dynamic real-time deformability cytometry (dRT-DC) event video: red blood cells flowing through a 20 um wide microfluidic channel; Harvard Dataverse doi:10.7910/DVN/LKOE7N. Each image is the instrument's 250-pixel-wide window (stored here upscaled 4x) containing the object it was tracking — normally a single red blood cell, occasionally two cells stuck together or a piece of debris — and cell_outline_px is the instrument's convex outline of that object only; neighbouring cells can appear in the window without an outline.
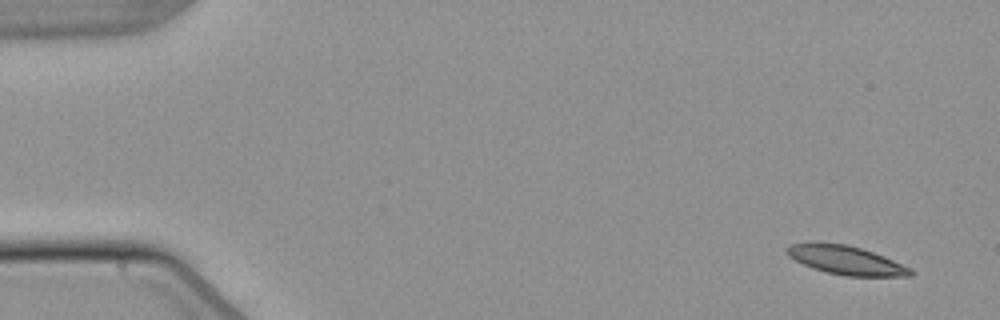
{"species": "common noctule bat (a hibernating species)", "species_latin": "Nyctalus noctula", "temperature_condition": "warm", "stored_images_in_passage": 8, "camera_frame_rate_fps": 3000, "um_per_image_px": 0.085, "animal": {"sex": "male", "body_mass_g": 21.5, "forearm_length_mm": 52.0}, "frame": {"image": 1, "passage_image": 1, "time_ms": 0.0, "image_size_px": [1000, 320], "cell_outline_px": [[916, 272], [912, 276], [844, 276], [824, 272], [812, 268], [788, 256], [784, 252], [784, 248], [788, 244], [808, 240], [812, 240], [848, 244], [884, 256], [912, 268]], "centroid_in_image_um": [71.83, 22.08], "position_along_channel_um": 13.2, "area_um2": 21.5}}
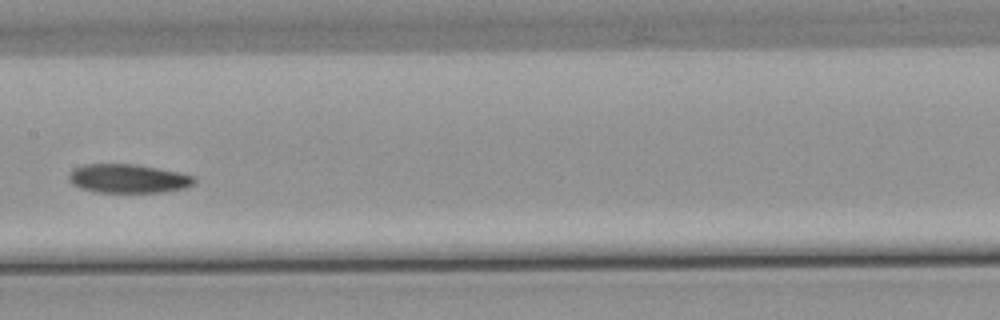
{"frame": {"image": 2, "passage_image": 7, "time_ms": 8.333, "image_size_px": [1000, 320], "cell_outline_px": [[196, 184], [188, 188], [164, 192], [96, 192], [80, 188], [72, 184], [68, 180], [68, 172], [72, 168], [84, 164], [136, 164], [180, 172], [192, 176], [196, 180]], "centroid_in_image_um": [10.89, 15.18], "position_along_channel_um": 196.5, "area_um2": 21.44}}
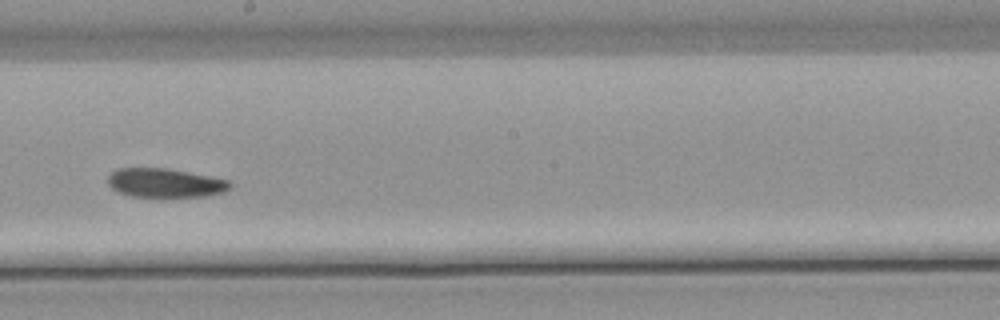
{"frame": {"image": 3, "passage_image": 8, "time_ms": 9.333, "image_size_px": [1000, 320], "cell_outline_px": [[232, 188], [224, 192], [204, 196], [156, 200], [128, 196], [112, 188], [108, 184], [108, 176], [116, 168], [164, 168], [188, 172], [228, 180], [232, 184]], "centroid_in_image_um": [14.02, 15.6], "position_along_channel_um": 234.2, "area_um2": 21.5}}